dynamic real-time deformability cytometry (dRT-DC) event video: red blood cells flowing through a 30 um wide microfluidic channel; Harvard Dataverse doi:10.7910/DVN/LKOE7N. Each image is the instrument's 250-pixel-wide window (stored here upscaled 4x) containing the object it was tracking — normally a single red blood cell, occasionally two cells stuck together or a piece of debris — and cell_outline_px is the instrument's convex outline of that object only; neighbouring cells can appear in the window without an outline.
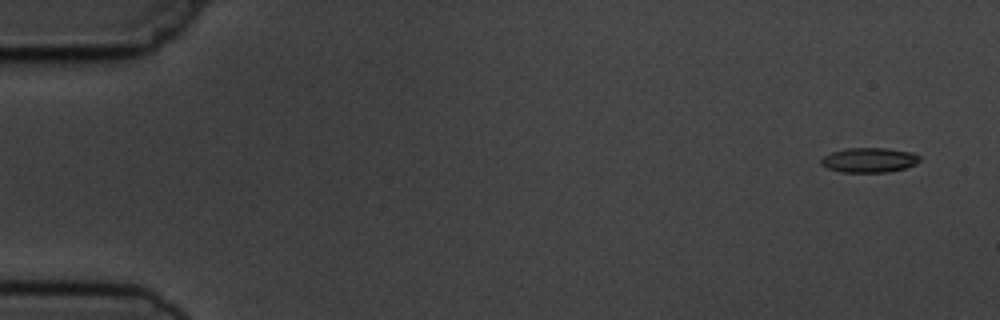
{"species": "common noctule bat (a hibernating species)", "species_latin": "Nyctalus noctula", "temperature_condition": "cold", "stored_images_in_passage": 4, "camera_frame_rate_fps": 3000, "um_per_image_px": 0.085, "animal": {"sex": "male", "body_mass_g": 19.5, "forearm_length_mm": 54.6}, "frame": {"image": 1, "passage_image": 1, "time_ms": 0.0, "image_size_px": [1000, 320], "cell_outline_px": [[920, 160], [916, 164], [904, 168], [888, 172], [840, 172], [828, 168], [820, 164], [820, 160], [824, 156], [832, 152], [844, 148], [884, 148], [912, 152], [920, 156]], "centroid_in_image_um": [73.87, 13.6], "position_along_channel_um": 11.1, "area_um2": 14.22}}
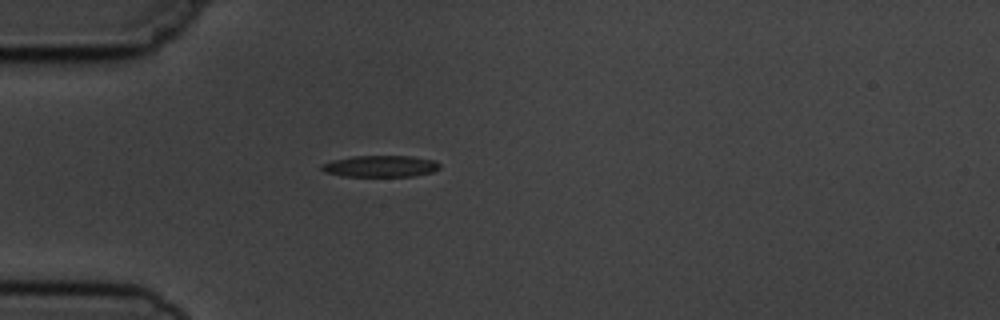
{"frame": {"image": 2, "passage_image": 4, "time_ms": 4.333, "image_size_px": [1000, 320], "cell_outline_px": [[440, 168], [432, 172], [412, 176], [340, 176], [324, 172], [320, 168], [324, 164], [332, 160], [352, 156], [408, 156], [432, 160], [440, 164]], "centroid_in_image_um": [32.31, 14.13], "position_along_channel_um": 52.7, "area_um2": 14.68}}